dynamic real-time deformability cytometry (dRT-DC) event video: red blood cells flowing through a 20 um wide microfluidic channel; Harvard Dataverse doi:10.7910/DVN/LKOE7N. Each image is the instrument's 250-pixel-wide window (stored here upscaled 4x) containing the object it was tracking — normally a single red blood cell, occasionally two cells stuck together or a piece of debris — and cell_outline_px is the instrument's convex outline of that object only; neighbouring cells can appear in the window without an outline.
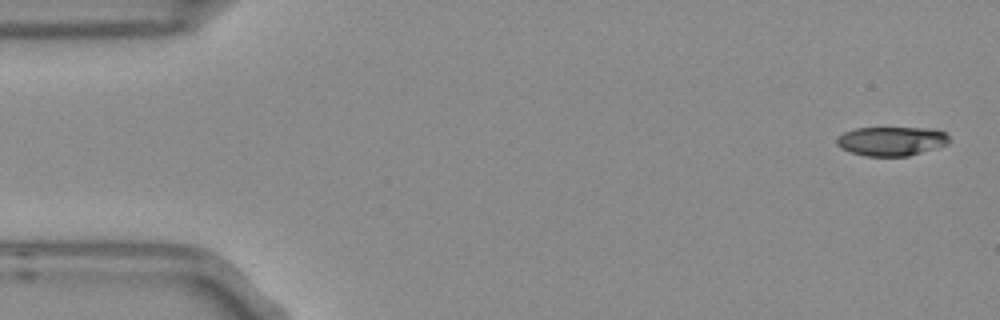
{"species": "Egyptian fruit bat (a non-hibernating species)", "species_latin": "Rousettus aegyptiacus", "temperature_condition": "room temperature", "stored_images_in_passage": 6, "camera_frame_rate_fps": 3000, "um_per_image_px": 0.085, "frame": {"image": 1, "passage_image": 1, "time_ms": 0.0, "image_size_px": [1000, 320], "cell_outline_px": [[948, 144], [908, 156], [864, 156], [840, 148], [836, 144], [836, 136], [844, 132], [856, 128], [924, 128], [944, 132], [948, 136]], "centroid_in_image_um": [75.71, 12.0], "position_along_channel_um": 9.3, "area_um2": 18.96}}
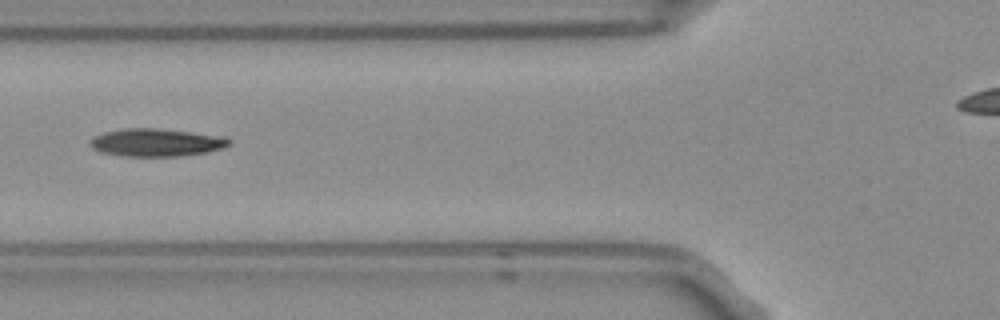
{"frame": {"image": 2, "passage_image": 6, "time_ms": 1.667, "image_size_px": [1000, 320], "cell_outline_px": [[232, 144], [224, 148], [208, 152], [180, 156], [120, 156], [100, 152], [92, 148], [88, 144], [88, 140], [92, 136], [104, 132], [124, 128], [156, 128], [224, 136], [232, 140]], "centroid_in_image_um": [13.27, 12.11], "position_along_channel_um": 112.5, "area_um2": 22.89}}